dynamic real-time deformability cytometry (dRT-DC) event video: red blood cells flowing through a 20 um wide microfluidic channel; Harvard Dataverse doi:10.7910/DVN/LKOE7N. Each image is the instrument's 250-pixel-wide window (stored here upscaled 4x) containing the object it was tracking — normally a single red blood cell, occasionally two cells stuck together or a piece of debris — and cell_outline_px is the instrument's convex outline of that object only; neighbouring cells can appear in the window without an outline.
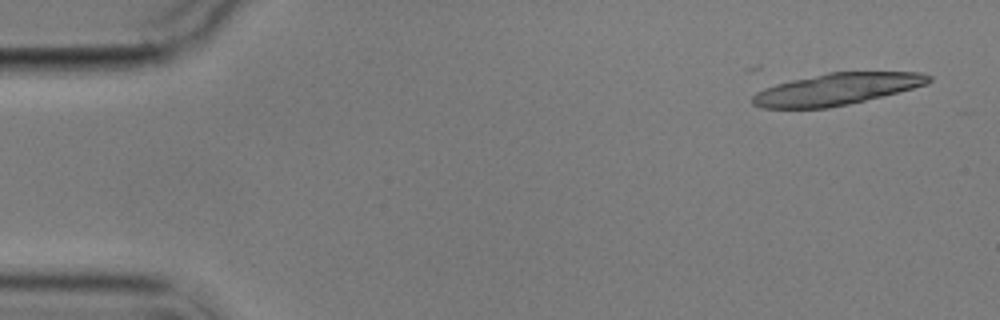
{"species": "common noctule bat (a hibernating species)", "species_latin": "Nyctalus noctula", "temperature_condition": "cold", "stored_images_in_passage": 6, "camera_frame_rate_fps": 3000, "um_per_image_px": 0.085, "animal": {"sex": "male", "body_mass_g": 17.9}, "frame": {"image": 1, "passage_image": 1, "time_ms": 0.0, "image_size_px": [1000, 320], "cell_outline_px": [[932, 80], [928, 84], [848, 104], [828, 108], [760, 108], [752, 104], [752, 96], [756, 92], [764, 88], [776, 84], [792, 80], [828, 72], [920, 72], [932, 76]], "centroid_in_image_um": [71.09, 7.57], "position_along_channel_um": 13.9, "area_um2": 32.31}}
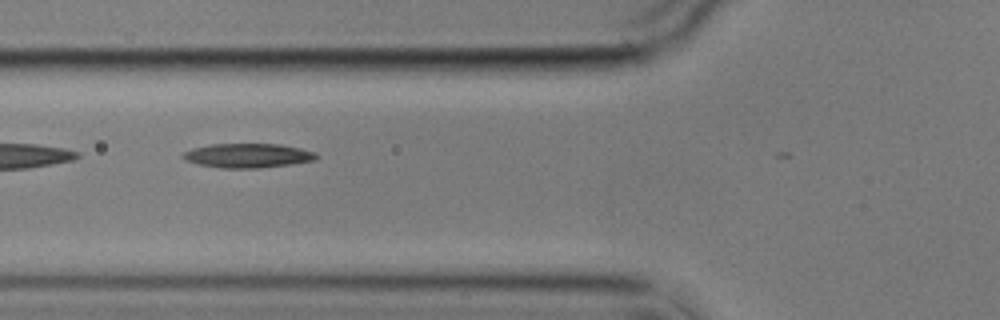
{"frame": {"image": 2, "passage_image": 5, "time_ms": 6.0, "image_size_px": [1000, 320], "cell_outline_px": [[320, 156], [316, 160], [292, 164], [260, 168], [220, 168], [196, 164], [180, 156], [184, 152], [192, 148], [212, 144], [280, 144], [300, 148], [316, 152]], "centroid_in_image_um": [21.1, 13.23], "position_along_channel_um": 104.7, "area_um2": 19.02}}